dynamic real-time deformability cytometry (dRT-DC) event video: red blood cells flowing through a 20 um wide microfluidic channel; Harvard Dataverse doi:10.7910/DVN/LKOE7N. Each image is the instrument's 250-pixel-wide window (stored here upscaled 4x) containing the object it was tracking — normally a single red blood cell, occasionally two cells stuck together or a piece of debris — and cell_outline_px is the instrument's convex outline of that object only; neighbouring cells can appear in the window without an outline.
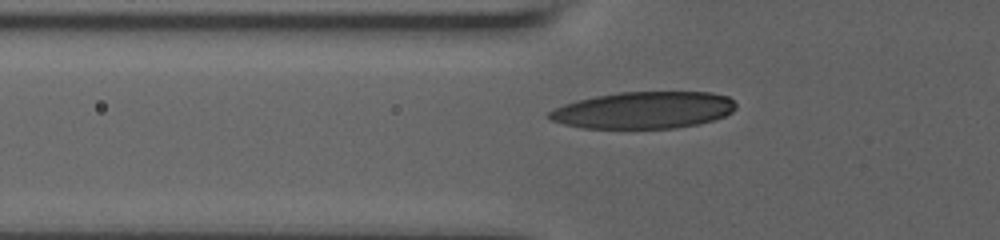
{"species": "human", "species_latin": "Homo sapiens", "temperature_condition": "room temperature", "stored_images_in_passage": 7, "camera_frame_rate_fps": 3000, "um_per_image_px": 0.085, "donor": {"sex": "male"}, "frame": {"image": 1, "passage_image": 2, "time_ms": 0.667, "image_size_px": [1000, 240], "cell_outline_px": [[736, 108], [732, 112], [724, 116], [700, 124], [676, 128], [584, 128], [564, 124], [552, 120], [548, 116], [548, 112], [564, 104], [576, 100], [596, 96], [620, 92], [712, 92], [728, 96], [736, 104]], "centroid_in_image_um": [54.74, 9.36], "position_along_channel_um": 71.1, "area_um2": 40.11}}
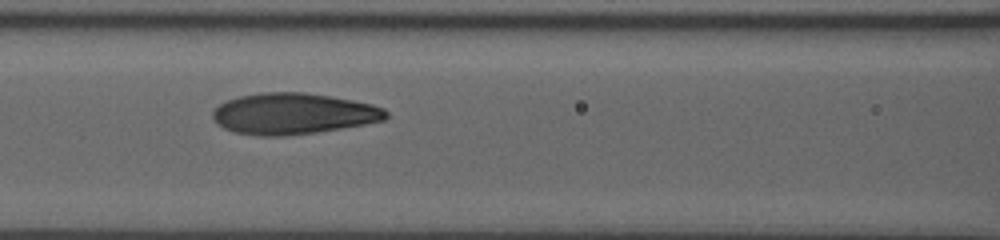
{"frame": {"image": 2, "passage_image": 6, "time_ms": 2.667, "image_size_px": [1000, 240], "cell_outline_px": [[388, 116], [384, 120], [364, 124], [316, 132], [284, 136], [260, 136], [236, 132], [224, 128], [216, 124], [212, 116], [212, 112], [220, 104], [228, 100], [240, 96], [260, 92], [304, 92], [332, 96], [372, 104], [384, 108], [388, 112]], "centroid_in_image_um": [24.92, 9.66], "position_along_channel_um": 141.7, "area_um2": 41.5}}
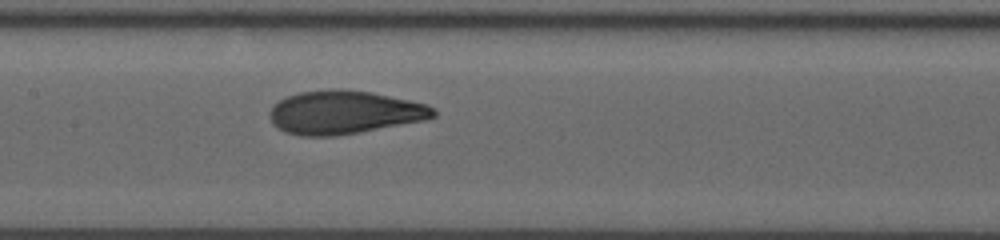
{"frame": {"image": 3, "passage_image": 7, "time_ms": 3.667, "image_size_px": [1000, 240], "cell_outline_px": [[436, 116], [424, 120], [360, 132], [332, 136], [304, 136], [284, 132], [272, 120], [272, 104], [288, 96], [300, 92], [328, 88], [340, 88], [372, 92], [428, 104], [436, 108]], "centroid_in_image_um": [29.31, 9.53], "position_along_channel_um": 178.1, "area_um2": 41.27}}